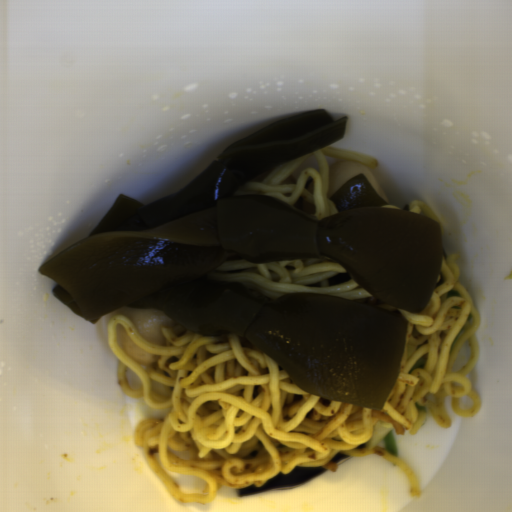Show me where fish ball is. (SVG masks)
I'll return each instance as SVG.
<instances>
[{"label": "fish ball", "mask_w": 512, "mask_h": 512, "mask_svg": "<svg viewBox=\"0 0 512 512\" xmlns=\"http://www.w3.org/2000/svg\"><path fill=\"white\" fill-rule=\"evenodd\" d=\"M140 337L155 344H166L163 328H173L175 321L160 309L133 308L126 312Z\"/></svg>", "instance_id": "1"}, {"label": "fish ball", "mask_w": 512, "mask_h": 512, "mask_svg": "<svg viewBox=\"0 0 512 512\" xmlns=\"http://www.w3.org/2000/svg\"><path fill=\"white\" fill-rule=\"evenodd\" d=\"M357 174H363L373 188L374 192L383 199L388 200L381 184L366 165L356 160L345 158L335 161L330 165L328 170L329 183L326 192L327 199H331L349 180H351Z\"/></svg>", "instance_id": "2"}, {"label": "fish ball", "mask_w": 512, "mask_h": 512, "mask_svg": "<svg viewBox=\"0 0 512 512\" xmlns=\"http://www.w3.org/2000/svg\"><path fill=\"white\" fill-rule=\"evenodd\" d=\"M122 353L131 361L143 366H151L158 361L159 355H153L133 341L126 329H120Z\"/></svg>", "instance_id": "3"}]
</instances>
